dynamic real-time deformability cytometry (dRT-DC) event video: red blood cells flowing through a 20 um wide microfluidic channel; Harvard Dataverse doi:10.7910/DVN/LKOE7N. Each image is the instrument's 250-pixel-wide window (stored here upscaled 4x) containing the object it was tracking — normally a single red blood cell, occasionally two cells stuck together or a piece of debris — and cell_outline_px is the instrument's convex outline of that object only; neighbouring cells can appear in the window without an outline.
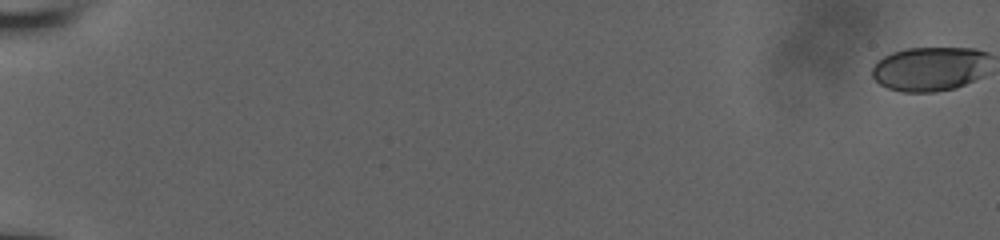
{"species": "human", "species_latin": "Homo sapiens", "temperature_condition": "room temperature", "stored_images_in_passage": 58, "camera_frame_rate_fps": 3000, "um_per_image_px": 0.085, "donor": {"sex": "male"}, "frame": {"image": 1, "passage_image": 1, "time_ms": 0.0, "image_size_px": [1000, 240], "cell_outline_px": [[984, 52], [972, 80], [964, 84], [952, 88], [928, 92], [908, 92], [888, 88], [880, 84], [872, 76], [872, 68], [880, 60], [896, 52], [912, 48], [972, 48]], "centroid_in_image_um": [78.84, 5.86], "position_along_channel_um": 6.2, "area_um2": 28.32}}
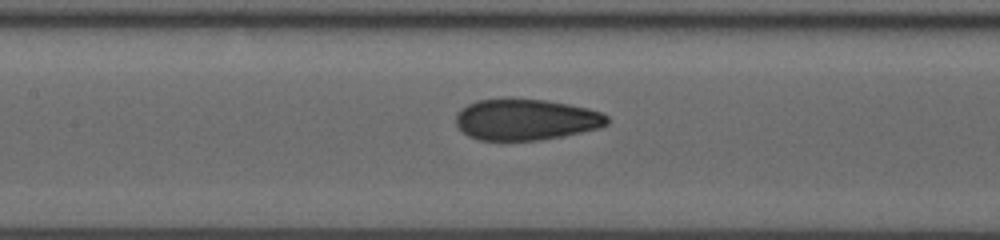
{"frame": {"image": 2, "passage_image": 31, "time_ms": 10.0, "image_size_px": [1000, 240], "cell_outline_px": [[608, 120], [604, 124], [596, 128], [556, 136], [532, 140], [484, 140], [472, 136], [464, 132], [460, 128], [456, 120], [456, 116], [464, 108], [472, 104], [484, 100], [540, 100], [564, 104], [584, 108], [600, 112], [608, 116]], "centroid_in_image_um": [44.69, 10.17], "position_along_channel_um": 162.7, "area_um2": 34.28}}
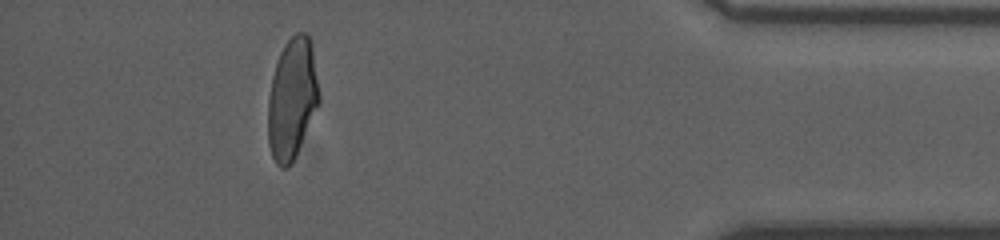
{"frame": {"image": 3, "passage_image": 53, "time_ms": 17.333, "image_size_px": [1000, 240], "cell_outline_px": [[320, 100], [296, 152], [292, 160], [284, 168], [276, 164], [272, 156], [268, 140], [268, 100], [272, 80], [276, 64], [280, 52], [288, 40], [296, 32], [304, 32], [308, 36], [312, 56]], "centroid_in_image_um": [24.79, 8.39], "position_along_channel_um": 410.4, "area_um2": 34.56}, "authors_computed_cell_mechanics": {"area_um2": 33.9575, "velocity_mm_per_s": 3.9558, "shape_relaxation_time_tau1_ms": 7.6362, "shape_relaxation_time_tau2_ms": 1.064, "deformation_change_tau1": 0.2163, "deformation_change_tau2": 0.0772}}